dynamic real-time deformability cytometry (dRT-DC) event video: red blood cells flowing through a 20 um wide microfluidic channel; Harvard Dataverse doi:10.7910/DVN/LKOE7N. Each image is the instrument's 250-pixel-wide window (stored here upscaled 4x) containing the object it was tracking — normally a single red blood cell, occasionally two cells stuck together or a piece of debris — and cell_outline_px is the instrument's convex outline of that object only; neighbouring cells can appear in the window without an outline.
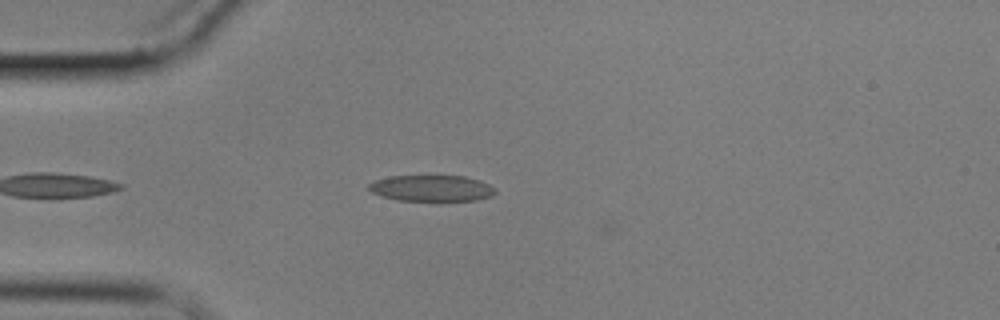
{"species": "common noctule bat (a hibernating species)", "species_latin": "Nyctalus noctula", "temperature_condition": "cold", "stored_images_in_passage": 13, "camera_frame_rate_fps": 3000, "um_per_image_px": 0.085, "animal": {"sex": "male", "body_mass_g": 17.9}, "frame": {"image": 1, "passage_image": 3, "time_ms": 0.667, "image_size_px": [1000, 320], "cell_outline_px": [[496, 192], [492, 196], [476, 200], [400, 200], [384, 196], [372, 192], [368, 188], [368, 184], [376, 180], [388, 176], [464, 176], [480, 180], [496, 188]], "centroid_in_image_um": [36.72, 15.99], "position_along_channel_um": 48.3, "area_um2": 19.07}}
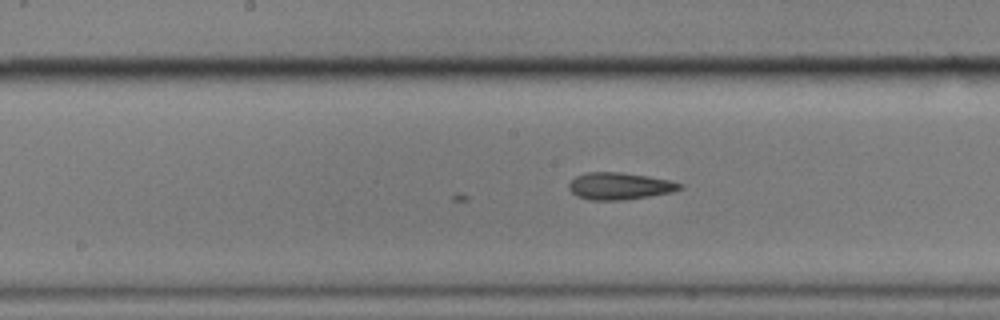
{"frame": {"image": 2, "passage_image": 13, "time_ms": 4.0, "image_size_px": [1000, 320], "cell_outline_px": [[684, 184], [680, 188], [672, 192], [624, 200], [588, 200], [576, 196], [568, 188], [568, 184], [576, 176], [588, 172], [620, 172], [648, 176], [668, 180]], "centroid_in_image_um": [52.63, 15.82], "position_along_channel_um": 195.6, "area_um2": 17.4}}